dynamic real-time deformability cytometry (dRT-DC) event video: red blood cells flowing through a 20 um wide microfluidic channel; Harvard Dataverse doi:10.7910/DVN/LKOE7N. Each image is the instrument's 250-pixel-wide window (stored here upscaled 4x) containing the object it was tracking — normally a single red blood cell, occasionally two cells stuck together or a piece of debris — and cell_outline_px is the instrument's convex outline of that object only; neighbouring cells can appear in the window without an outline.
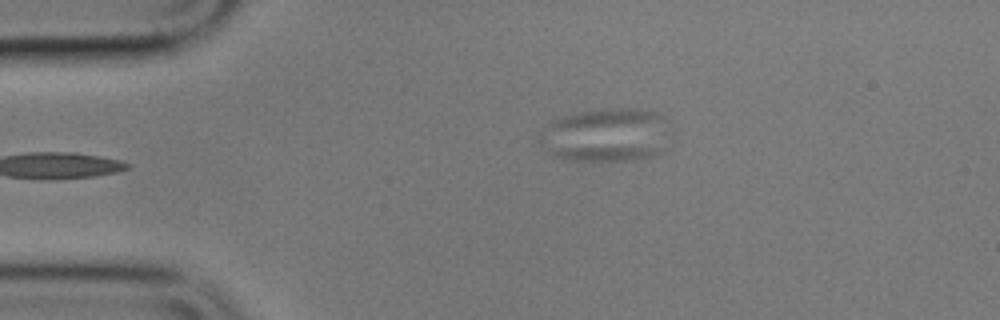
{"species": "common noctule bat (a hibernating species)", "species_latin": "Nyctalus noctula", "temperature_condition": "cold", "stored_images_in_passage": 3, "segment_of_instrument_passage": [2, 2], "camera_frame_rate_fps": 3000, "um_per_image_px": 0.085, "animal": {"sex": "male", "body_mass_g": 17.9}, "frame": {"image": 1, "passage_image": 3, "time_ms": 1.667, "image_size_px": [1000, 320], "cell_outline_px": [[664, 148], [660, 152], [652, 156], [624, 160], [564, 160], [552, 156], [544, 152], [536, 140], [540, 136]], "centroid_in_image_um": [50.42, 12.73], "position_along_channel_um": 34.6, "area_um2": 14.39}}